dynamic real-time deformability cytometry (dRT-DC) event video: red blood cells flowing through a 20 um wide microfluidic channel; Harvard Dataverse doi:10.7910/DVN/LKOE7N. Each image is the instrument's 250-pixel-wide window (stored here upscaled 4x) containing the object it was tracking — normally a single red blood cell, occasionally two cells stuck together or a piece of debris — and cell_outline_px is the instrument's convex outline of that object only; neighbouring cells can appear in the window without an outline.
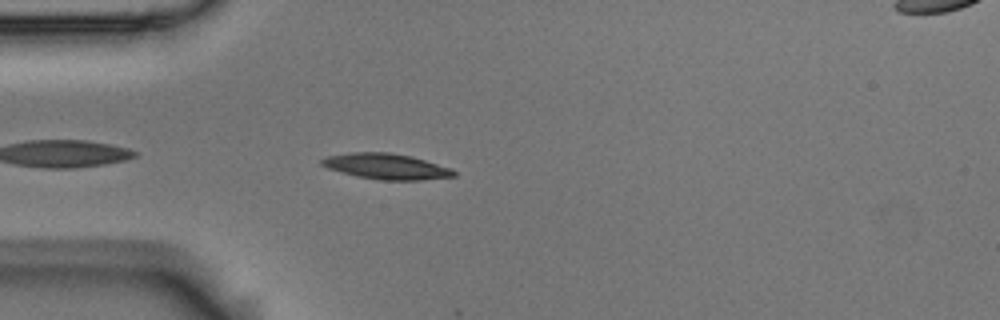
{"species": "Egyptian fruit bat (a non-hibernating species)", "species_latin": "Rousettus aegyptiacus", "temperature_condition": "room temperature", "stored_images_in_passage": 7, "camera_frame_rate_fps": 3000, "um_per_image_px": 0.085, "animal": {"sex": "male"}, "frame": {"image": 1, "passage_image": 3, "time_ms": 0.667, "image_size_px": [1000, 320], "cell_outline_px": [[456, 176], [420, 180], [380, 180], [356, 176], [328, 168], [320, 164], [320, 160], [328, 156], [352, 152], [388, 152], [412, 156], [452, 168], [456, 172]], "centroid_in_image_um": [32.86, 14.14], "position_along_channel_um": 52.1, "area_um2": 19.77}}